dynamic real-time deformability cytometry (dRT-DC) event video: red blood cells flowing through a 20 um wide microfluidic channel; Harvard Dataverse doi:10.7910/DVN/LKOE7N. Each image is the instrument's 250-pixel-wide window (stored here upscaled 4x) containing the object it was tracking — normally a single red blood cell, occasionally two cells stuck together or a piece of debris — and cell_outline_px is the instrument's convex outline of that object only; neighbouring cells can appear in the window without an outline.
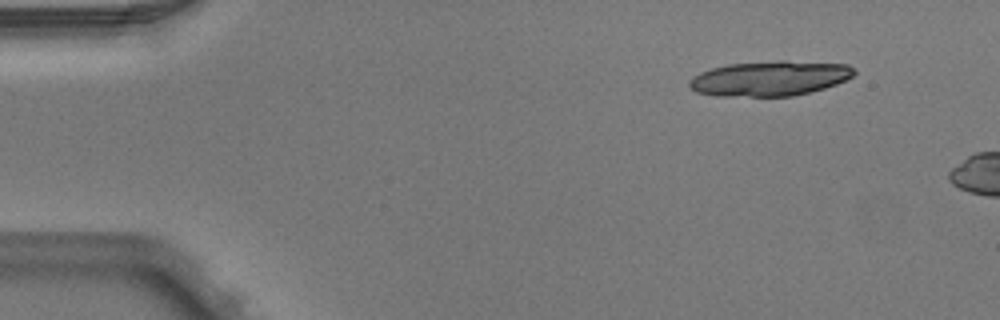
{"species": "Egyptian fruit bat (a non-hibernating species)", "species_latin": "Rousettus aegyptiacus", "temperature_condition": "warm", "stored_images_in_passage": 3, "camera_frame_rate_fps": 3000, "um_per_image_px": 0.085, "animal": {"sex": "male"}, "frame": {"image": 1, "passage_image": 1, "time_ms": 0.0, "image_size_px": [1000, 320], "cell_outline_px": [[856, 72], [852, 76], [836, 84], [812, 92], [792, 96], [716, 96], [696, 92], [688, 88], [688, 80], [692, 76], [700, 72], [712, 68], [728, 64], [780, 60], [784, 60], [848, 64]], "centroid_in_image_um": [65.39, 6.66], "position_along_channel_um": 19.6, "area_um2": 33.87}}